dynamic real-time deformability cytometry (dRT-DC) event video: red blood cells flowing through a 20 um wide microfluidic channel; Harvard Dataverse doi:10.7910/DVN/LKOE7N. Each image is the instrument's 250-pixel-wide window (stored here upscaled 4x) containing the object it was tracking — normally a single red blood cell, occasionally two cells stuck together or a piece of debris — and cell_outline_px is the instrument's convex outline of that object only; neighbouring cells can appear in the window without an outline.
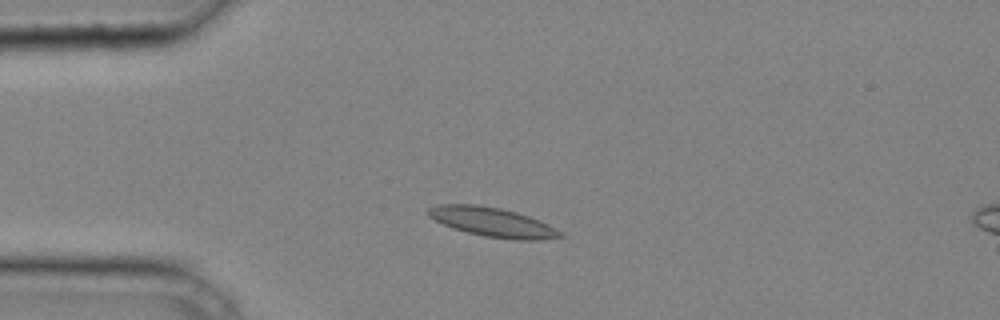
{"species": "common noctule bat (a hibernating species)", "species_latin": "Nyctalus noctula", "temperature_condition": "cold", "stored_images_in_passage": 32, "camera_frame_rate_fps": 3000, "um_per_image_px": 0.085, "animal": {"sex": "male", "body_mass_g": 20.4}, "frame": {"image": 1, "passage_image": 1, "time_ms": 0.0, "image_size_px": [1000, 320], "cell_outline_px": [[568, 236], [540, 240], [520, 240], [484, 236], [468, 232], [444, 224], [428, 216], [424, 212], [428, 208], [436, 204], [476, 204], [500, 208], [516, 212], [528, 216], [548, 224]], "centroid_in_image_um": [41.86, 18.87], "position_along_channel_um": 43.1, "area_um2": 22.43}}
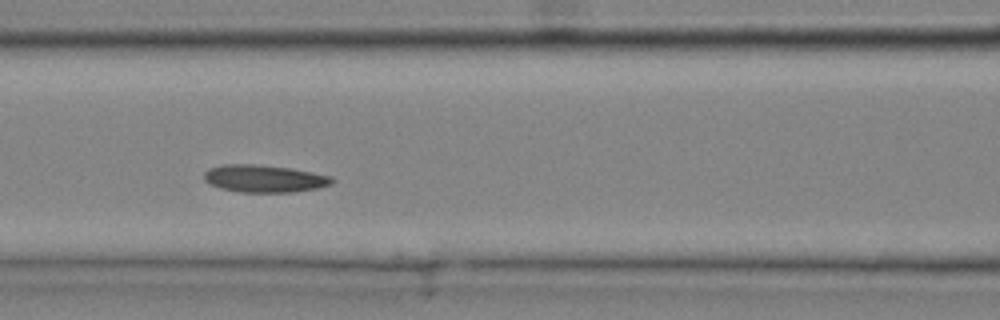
{"frame": {"image": 2, "passage_image": 9, "time_ms": 2.667, "image_size_px": [1000, 320], "cell_outline_px": [[336, 180], [332, 184], [316, 188], [292, 192], [240, 192], [220, 188], [204, 180], [204, 172], [208, 168], [220, 164], [256, 164], [288, 168], [332, 176]], "centroid_in_image_um": [22.44, 15.17], "position_along_channel_um": 144.2, "area_um2": 20.4}}
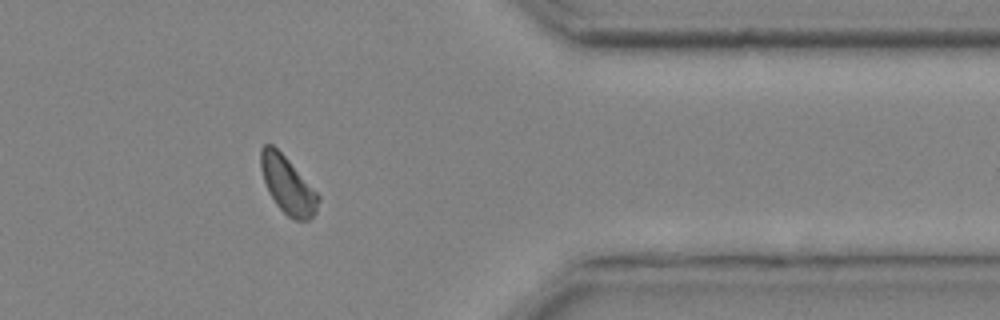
{"frame": {"image": 3, "passage_image": 26, "time_ms": 8.333, "image_size_px": [1000, 320], "cell_outline_px": [[320, 200], [316, 212], [308, 220], [296, 220], [288, 216], [276, 204], [268, 192], [260, 168], [260, 148], [264, 144], [272, 144], [288, 160], [320, 196]], "centroid_in_image_um": [24.43, 15.73], "position_along_channel_um": 387.0, "area_um2": 18.9}}